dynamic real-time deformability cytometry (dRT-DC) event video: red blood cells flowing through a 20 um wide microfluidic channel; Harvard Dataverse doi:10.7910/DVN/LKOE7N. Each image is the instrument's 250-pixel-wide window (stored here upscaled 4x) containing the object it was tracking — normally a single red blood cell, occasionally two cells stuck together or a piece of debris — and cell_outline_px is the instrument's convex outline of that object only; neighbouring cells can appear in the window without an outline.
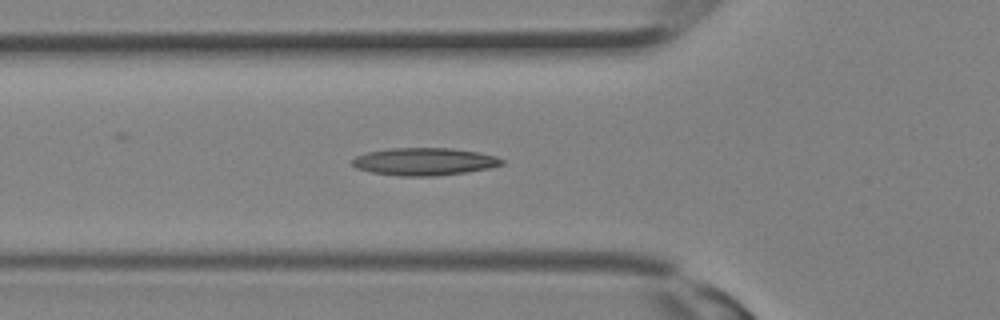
{"species": "Egyptian fruit bat (a non-hibernating species)", "species_latin": "Rousettus aegyptiacus", "temperature_condition": "room temperature", "stored_images_in_passage": 16, "camera_frame_rate_fps": 3000, "um_per_image_px": 0.085, "animal": {"sex": "female"}, "frame": {"image": 1, "passage_image": 10, "time_ms": 3.0, "image_size_px": [1000, 320], "cell_outline_px": [[504, 164], [492, 168], [436, 176], [400, 176], [372, 172], [356, 168], [352, 164], [352, 160], [356, 156], [368, 152], [388, 148], [452, 148], [480, 152], [496, 156], [504, 160]], "centroid_in_image_um": [36.1, 13.73], "position_along_channel_um": 89.7, "area_um2": 24.1}}
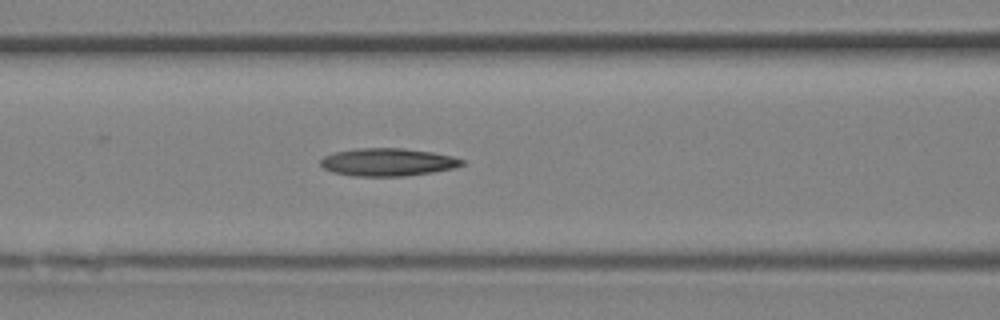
{"frame": {"image": 2, "passage_image": 12, "time_ms": 3.667, "image_size_px": [1000, 320], "cell_outline_px": [[464, 164], [456, 168], [432, 172], [404, 176], [352, 176], [332, 172], [324, 168], [320, 164], [320, 160], [324, 156], [336, 152], [356, 148], [404, 148], [432, 152], [452, 156], [464, 160]], "centroid_in_image_um": [32.96, 13.78], "position_along_channel_um": 133.6, "area_um2": 22.95}}
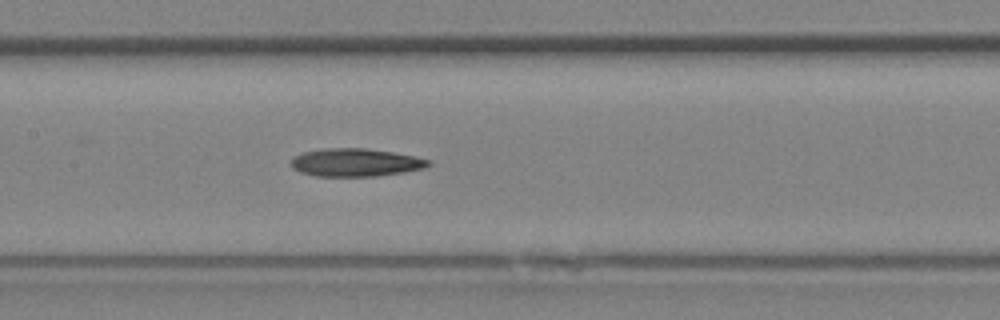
{"frame": {"image": 3, "passage_image": 14, "time_ms": 4.333, "image_size_px": [1000, 320], "cell_outline_px": [[432, 164], [424, 168], [404, 172], [376, 176], [316, 176], [300, 172], [292, 168], [292, 156], [304, 152], [324, 148], [364, 148], [392, 152], [412, 156], [428, 160]], "centroid_in_image_um": [30.19, 13.81], "position_along_channel_um": 177.2, "area_um2": 22.25}}